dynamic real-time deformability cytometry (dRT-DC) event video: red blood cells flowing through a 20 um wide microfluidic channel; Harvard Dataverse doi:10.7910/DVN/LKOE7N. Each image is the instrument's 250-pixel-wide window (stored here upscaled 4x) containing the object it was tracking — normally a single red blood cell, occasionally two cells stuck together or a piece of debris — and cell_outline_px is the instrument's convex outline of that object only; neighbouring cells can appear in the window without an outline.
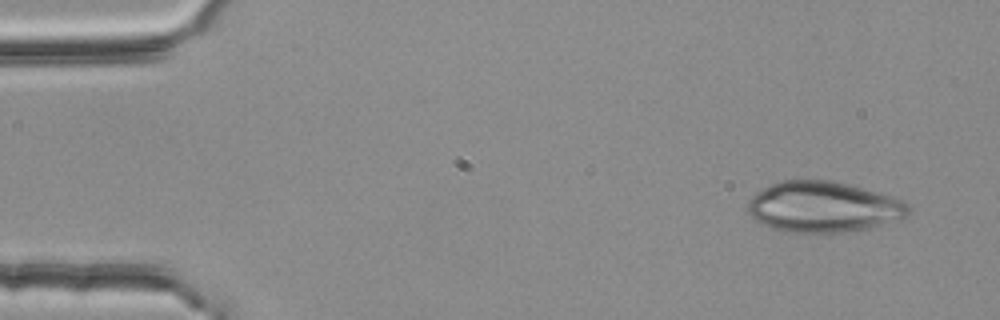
{"species": "common noctule bat (a hibernating species)", "species_latin": "Nyctalus noctula", "temperature_condition": "room temperature", "stored_images_in_passage": 3, "camera_frame_rate_fps": 3000, "um_per_image_px": 0.085, "animal": {"sex": "female", "body_mass_g": 25.1}, "frame": {"image": 1, "passage_image": 1, "time_ms": 0.0, "image_size_px": [1000, 320], "cell_outline_px": [[912, 208], [908, 216], [904, 220], [876, 228], [840, 232], [784, 232], [772, 228], [756, 220], [748, 212], [748, 200], [756, 192], [780, 180], [832, 180], [848, 184], [904, 200]], "centroid_in_image_um": [70.06, 17.6], "position_along_channel_um": 14.9, "area_um2": 48.03}}